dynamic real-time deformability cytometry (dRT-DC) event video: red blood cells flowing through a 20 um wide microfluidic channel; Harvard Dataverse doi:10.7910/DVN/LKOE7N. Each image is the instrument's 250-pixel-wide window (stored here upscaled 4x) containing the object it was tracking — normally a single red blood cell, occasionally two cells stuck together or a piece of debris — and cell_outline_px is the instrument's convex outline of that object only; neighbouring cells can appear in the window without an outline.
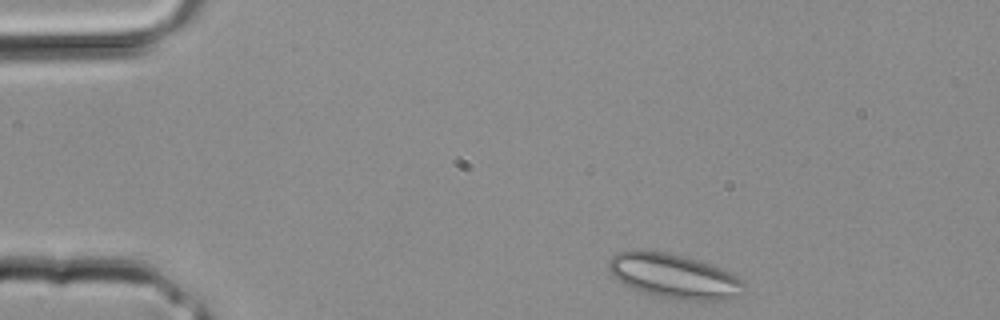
{"species": "common noctule bat (a hibernating species)", "species_latin": "Nyctalus noctula", "temperature_condition": "room temperature", "stored_images_in_passage": 28, "segment_of_instrument_passage": [1, 2], "camera_frame_rate_fps": 3000, "um_per_image_px": 0.085, "animal": {"sex": "male", "body_mass_g": 20.4}, "frame": {"image": 1, "passage_image": 1, "time_ms": 0.0, "image_size_px": [1000, 320], "cell_outline_px": [[744, 292], [740, 296], [724, 300], [684, 300], [660, 296], [644, 292], [632, 288], [624, 284], [612, 276], [608, 268], [608, 260], [612, 256], [620, 252], [632, 248], [636, 248], [668, 252], [684, 256], [720, 268], [744, 280]], "centroid_in_image_um": [57.26, 23.45], "position_along_channel_um": 27.7, "area_um2": 35.32}}